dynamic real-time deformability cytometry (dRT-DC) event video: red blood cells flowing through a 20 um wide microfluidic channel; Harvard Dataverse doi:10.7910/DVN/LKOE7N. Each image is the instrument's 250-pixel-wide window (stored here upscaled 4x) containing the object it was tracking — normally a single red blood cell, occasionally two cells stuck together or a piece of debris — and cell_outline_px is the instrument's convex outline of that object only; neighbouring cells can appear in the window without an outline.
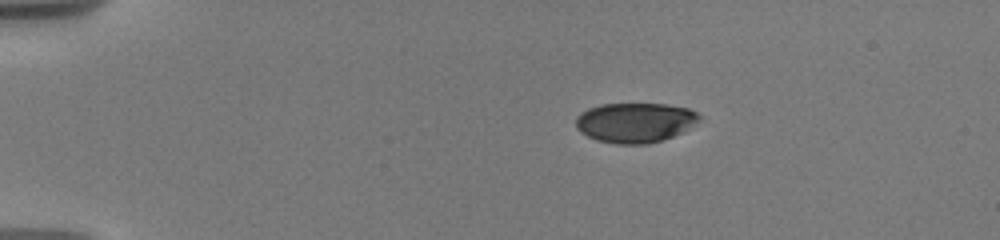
{"species": "human", "species_latin": "Homo sapiens", "temperature_condition": "warm", "stored_images_in_passage": 46, "camera_frame_rate_fps": 3000, "um_per_image_px": 0.085, "donor": {"sex": "male"}, "frame": {"image": 1, "passage_image": 1, "time_ms": 0.0, "image_size_px": [1000, 240], "cell_outline_px": [[700, 120], [684, 132], [648, 144], [616, 144], [596, 140], [580, 132], [576, 128], [576, 116], [580, 112], [588, 108], [600, 104], [664, 104], [688, 108], [696, 112], [700, 116]], "centroid_in_image_um": [53.96, 10.42], "position_along_channel_um": 31.0, "area_um2": 28.78}}
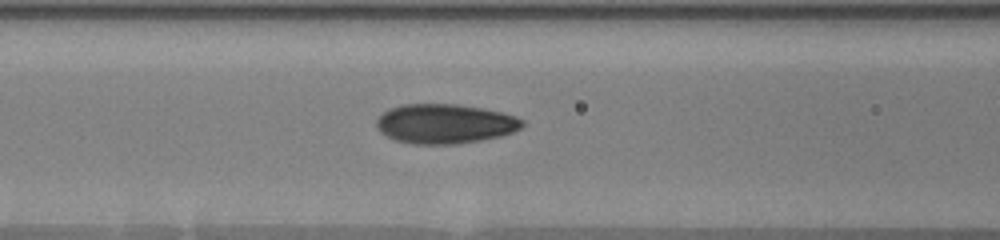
{"frame": {"image": 2, "passage_image": 33, "time_ms": 4.667, "image_size_px": [1000, 240], "cell_outline_px": [[524, 124], [520, 128], [504, 136], [456, 144], [412, 144], [396, 140], [380, 132], [376, 128], [376, 116], [388, 108], [404, 104], [456, 104], [484, 108], [516, 116], [524, 120]], "centroid_in_image_um": [37.79, 10.51], "position_along_channel_um": 128.8, "area_um2": 33.93}}
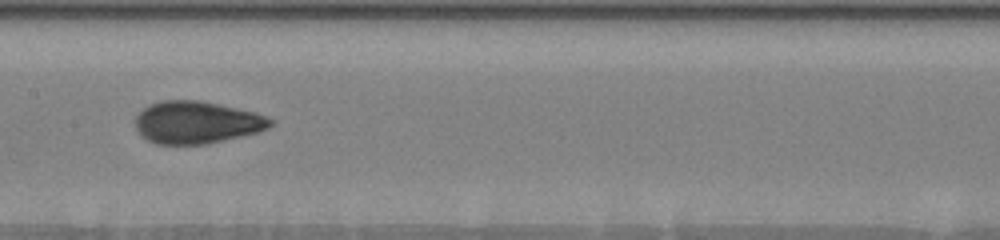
{"frame": {"image": 3, "passage_image": 45, "time_ms": 6.333, "image_size_px": [1000, 240], "cell_outline_px": [[272, 124], [268, 128], [260, 132], [204, 144], [156, 144], [140, 136], [136, 128], [136, 116], [148, 104], [160, 100], [200, 100], [256, 112], [268, 116], [272, 120]], "centroid_in_image_um": [16.72, 10.39], "position_along_channel_um": 190.7, "area_um2": 33.47}}